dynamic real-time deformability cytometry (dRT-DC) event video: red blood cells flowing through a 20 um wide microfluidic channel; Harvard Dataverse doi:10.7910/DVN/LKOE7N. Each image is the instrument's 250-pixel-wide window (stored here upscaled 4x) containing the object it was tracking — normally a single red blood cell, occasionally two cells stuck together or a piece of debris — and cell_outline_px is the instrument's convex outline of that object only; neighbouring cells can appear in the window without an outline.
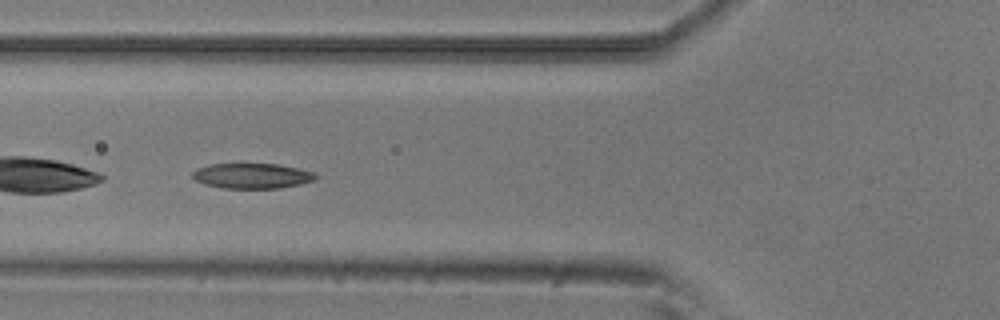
{"species": "common noctule bat (a hibernating species)", "species_latin": "Nyctalus noctula", "temperature_condition": "room temperature", "stored_images_in_passage": 51, "camera_frame_rate_fps": 3000, "um_per_image_px": 0.085, "animal": {"sex": "male", "body_mass_g": 20.5, "forearm_length_mm": 52.5}, "frame": {"image": 1, "passage_image": 19, "time_ms": 6.0, "image_size_px": [1000, 320], "cell_outline_px": [[316, 180], [300, 184], [280, 188], [224, 188], [204, 184], [196, 180], [192, 176], [192, 172], [196, 168], [208, 164], [280, 164], [300, 168], [316, 172]], "centroid_in_image_um": [21.45, 14.94], "position_along_channel_um": 104.4, "area_um2": 18.26}}
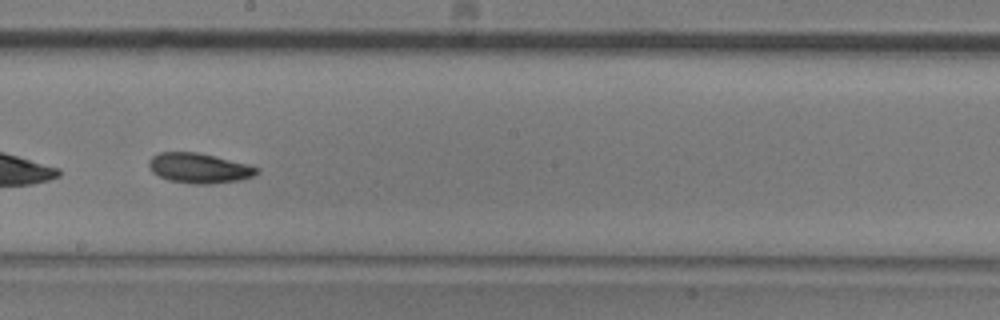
{"frame": {"image": 2, "passage_image": 29, "time_ms": 9.333, "image_size_px": [1000, 320], "cell_outline_px": [[260, 172], [252, 176], [240, 180], [208, 184], [196, 184], [168, 180], [152, 172], [148, 168], [148, 160], [152, 156], [160, 152], [196, 152], [248, 164], [260, 168]], "centroid_in_image_um": [16.91, 14.29], "position_along_channel_um": 231.3, "area_um2": 18.84}}
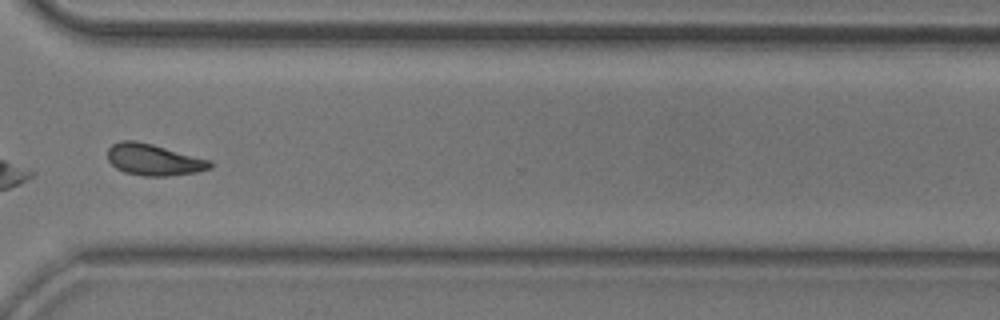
{"frame": {"image": 3, "passage_image": 39, "time_ms": 12.667, "image_size_px": [1000, 320], "cell_outline_px": [[212, 168], [196, 172], [168, 176], [144, 176], [124, 172], [116, 168], [108, 160], [108, 148], [112, 144], [120, 140], [136, 140], [152, 144], [212, 160]], "centroid_in_image_um": [13.07, 13.57], "position_along_channel_um": 357.5, "area_um2": 18.9}, "authors_computed_cell_mechanics": {"area_um2": 18.8428, "velocity_mm_per_s": 3.7985, "shape_relaxation_time_tau1_ms": 4.4723, "shape_relaxation_time_tau2_ms": 3.999, "deformation_change_tau1": 0.1209, "deformation_change_tau2": 0.1004}}